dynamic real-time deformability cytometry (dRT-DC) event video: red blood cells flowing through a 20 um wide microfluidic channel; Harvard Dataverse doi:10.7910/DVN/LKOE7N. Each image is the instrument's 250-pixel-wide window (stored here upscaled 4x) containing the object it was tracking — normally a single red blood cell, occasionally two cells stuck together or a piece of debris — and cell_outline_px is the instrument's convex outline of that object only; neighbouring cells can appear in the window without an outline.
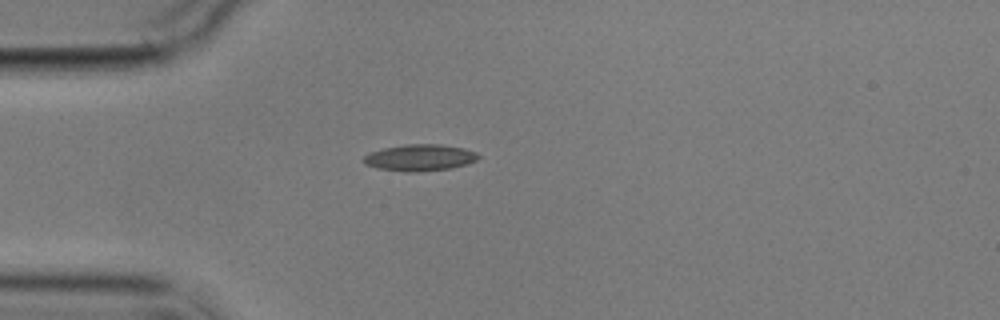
{"species": "common noctule bat (a hibernating species)", "species_latin": "Nyctalus noctula", "temperature_condition": "cold", "stored_images_in_passage": 2, "camera_frame_rate_fps": 3000, "um_per_image_px": 0.085, "animal": {"sex": "male", "body_mass_g": 17.9}, "frame": {"image": 1, "passage_image": 1, "time_ms": 0.0, "image_size_px": [1000, 320], "cell_outline_px": [[480, 156], [476, 160], [468, 164], [452, 168], [416, 172], [408, 172], [376, 168], [364, 164], [360, 160], [368, 152], [384, 148], [404, 144], [440, 144], [464, 148], [476, 152]], "centroid_in_image_um": [35.65, 13.4], "position_along_channel_um": 49.4, "area_um2": 17.98}}